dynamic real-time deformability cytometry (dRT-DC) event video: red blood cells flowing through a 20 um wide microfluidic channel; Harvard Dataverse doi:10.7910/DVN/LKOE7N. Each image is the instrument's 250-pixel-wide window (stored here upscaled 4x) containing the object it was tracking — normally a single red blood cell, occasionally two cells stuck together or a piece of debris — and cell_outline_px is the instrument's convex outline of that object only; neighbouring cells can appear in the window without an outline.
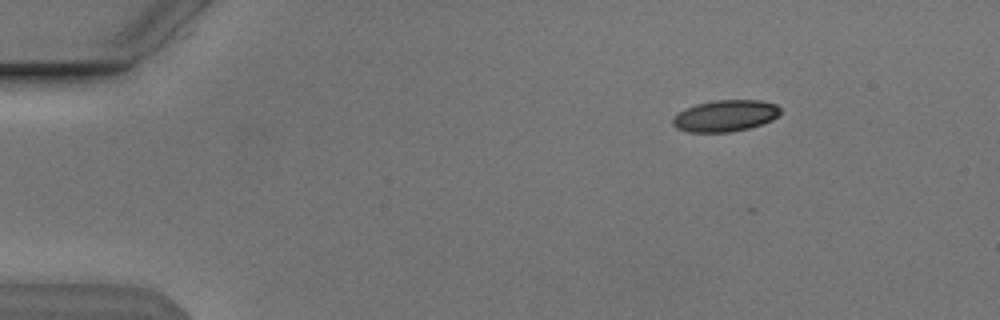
{"species": "Egyptian fruit bat (a non-hibernating species)", "species_latin": "Rousettus aegyptiacus", "temperature_condition": "cold", "stored_images_in_passage": 47, "camera_frame_rate_fps": 3000, "um_per_image_px": 0.085, "animal": {"sex": "male"}, "frame": {"image": 1, "passage_image": 1, "time_ms": 0.0, "image_size_px": [1000, 320], "cell_outline_px": [[780, 112], [772, 120], [748, 128], [728, 132], [688, 132], [676, 128], [672, 124], [672, 120], [680, 112], [696, 104], [716, 100], [760, 100], [776, 104], [780, 108]], "centroid_in_image_um": [61.65, 9.84], "position_along_channel_um": 23.3, "area_um2": 19.48}}
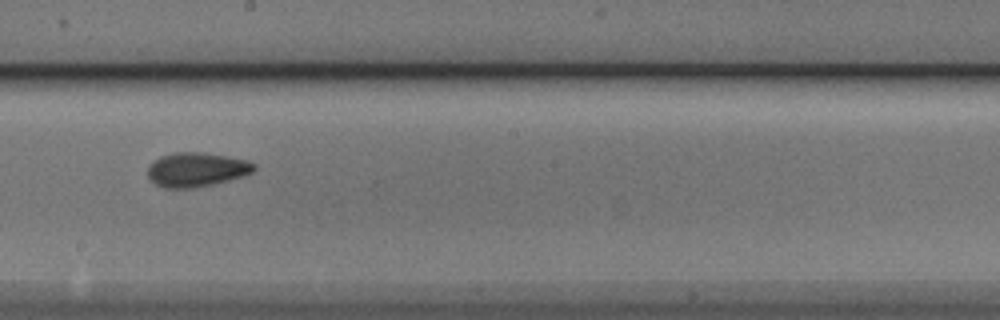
{"frame": {"image": 2, "passage_image": 24, "time_ms": 7.667, "image_size_px": [1000, 320], "cell_outline_px": [[256, 168], [252, 172], [244, 176], [212, 184], [192, 188], [164, 188], [156, 184], [148, 176], [148, 164], [160, 156], [172, 152], [204, 152], [248, 160], [256, 164]], "centroid_in_image_um": [16.7, 14.4], "position_along_channel_um": 231.5, "area_um2": 21.33}}
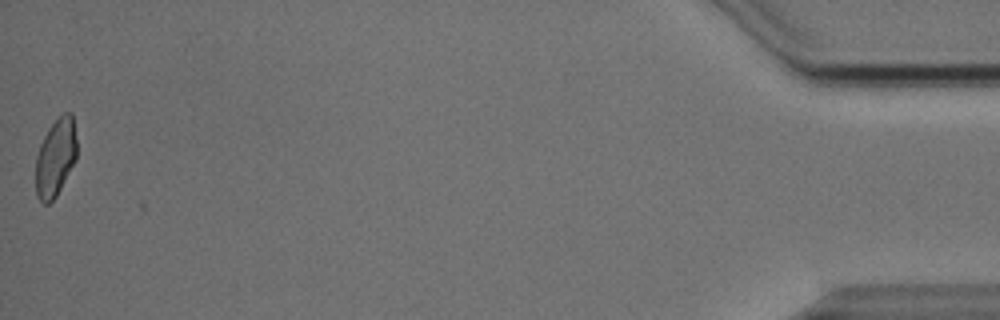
{"frame": {"image": 3, "passage_image": 47, "time_ms": 15.333, "image_size_px": [1000, 320], "cell_outline_px": [[76, 160], [56, 196], [48, 204], [44, 204], [36, 196], [36, 156], [40, 144], [48, 128], [64, 112], [72, 112], [76, 140]], "centroid_in_image_um": [4.72, 13.39], "position_along_channel_um": 430.5, "area_um2": 18.55}, "authors_computed_cell_mechanics": {"area_um2": 20.0566, "velocity_mm_per_s": 3.8394, "shape_relaxation_time_tau1_ms": 4.5085, "shape_relaxation_time_tau2_ms": 3.7182, "deformation_change_tau1": 0.1302, "deformation_change_tau2": 0.0691}}